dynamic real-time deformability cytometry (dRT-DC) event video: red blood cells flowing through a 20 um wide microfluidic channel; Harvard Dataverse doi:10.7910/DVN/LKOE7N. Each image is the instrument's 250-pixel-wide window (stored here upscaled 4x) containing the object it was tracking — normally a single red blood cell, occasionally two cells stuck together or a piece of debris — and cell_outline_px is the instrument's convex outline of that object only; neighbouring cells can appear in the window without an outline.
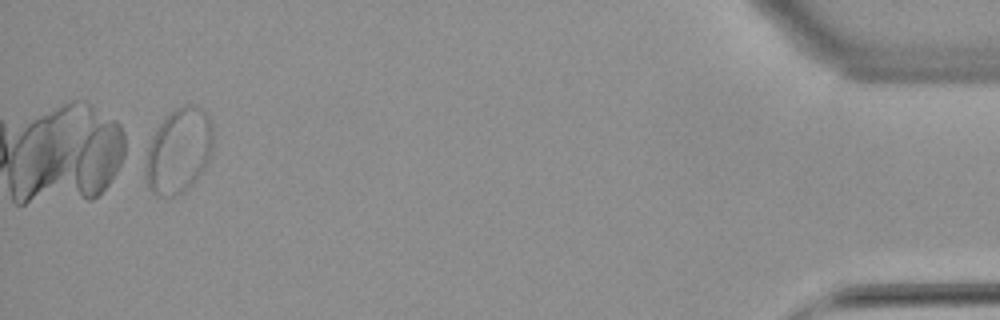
{"species": "common noctule bat (a hibernating species)", "species_latin": "Nyctalus noctula", "temperature_condition": "warm", "stored_images_in_passage": 12, "camera_frame_rate_fps": 3000, "um_per_image_px": 0.085, "animal": {"sex": "female", "body_mass_g": 22.7, "forearm_length_mm": 54.2}, "frame": {"image": 1, "passage_image": 12, "time_ms": 15.0, "image_size_px": [1000, 320], "cell_outline_px": [[212, 148], [208, 160], [204, 168], [192, 184], [184, 192], [172, 196], [160, 196], [152, 192], [148, 188], [144, 180], [144, 164], [148, 148], [152, 136], [156, 128], [164, 116], [176, 108], [188, 104], [192, 104], [200, 108], [208, 116], [212, 124]], "centroid_in_image_um": [15.15, 12.82], "position_along_channel_um": 420.1, "area_um2": 33.7}, "authors_computed_cell_mechanics": {"area_um2": 19.5653, "velocity_mm_per_s": 3.1643, "shape_relaxation_time_tau1_ms": 6.5709, "shape_relaxation_time_tau2_ms": null, "deformation_change_tau1": 0.1993, "deformation_change_tau2": null}}